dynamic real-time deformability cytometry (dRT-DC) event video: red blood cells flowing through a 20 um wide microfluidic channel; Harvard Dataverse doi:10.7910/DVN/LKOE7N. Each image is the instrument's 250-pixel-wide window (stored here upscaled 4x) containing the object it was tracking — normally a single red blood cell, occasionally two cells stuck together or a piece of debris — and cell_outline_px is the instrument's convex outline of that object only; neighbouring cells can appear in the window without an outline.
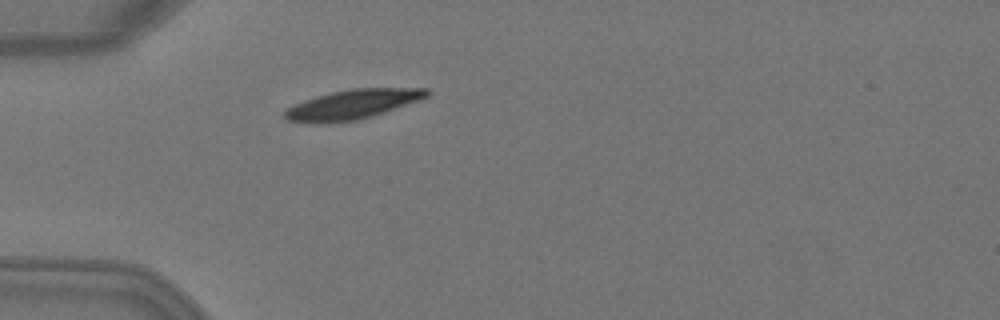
{"species": "Egyptian fruit bat (a non-hibernating species)", "species_latin": "Rousettus aegyptiacus", "temperature_condition": "warm", "stored_images_in_passage": 2, "camera_frame_rate_fps": 3000, "um_per_image_px": 0.085, "animal": {"sex": "female"}, "frame": {"image": 1, "passage_image": 2, "time_ms": 0.333, "image_size_px": [1000, 320], "cell_outline_px": [[432, 92], [428, 96], [420, 100], [360, 120], [336, 124], [312, 124], [288, 120], [284, 116], [284, 108], [304, 100], [316, 96], [332, 92], [352, 88], [428, 88]], "centroid_in_image_um": [29.93, 8.9], "position_along_channel_um": 55.1, "area_um2": 24.97}}